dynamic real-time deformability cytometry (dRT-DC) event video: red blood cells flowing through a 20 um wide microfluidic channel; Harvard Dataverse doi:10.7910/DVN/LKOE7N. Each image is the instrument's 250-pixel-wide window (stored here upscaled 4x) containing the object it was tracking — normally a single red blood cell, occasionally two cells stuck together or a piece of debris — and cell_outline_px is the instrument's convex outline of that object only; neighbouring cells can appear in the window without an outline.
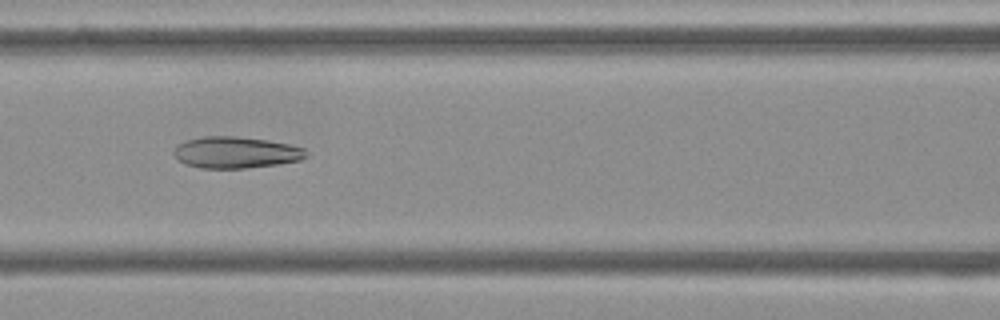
{"species": "Egyptian fruit bat (a non-hibernating species)", "species_latin": "Rousettus aegyptiacus", "temperature_condition": "cold", "stored_images_in_passage": 52, "camera_frame_rate_fps": 3000, "um_per_image_px": 0.085, "frame": {"image": 1, "passage_image": 21, "time_ms": 6.667, "image_size_px": [1000, 320], "cell_outline_px": [[308, 156], [300, 160], [276, 164], [244, 168], [200, 168], [184, 164], [176, 160], [172, 152], [176, 144], [188, 140], [204, 136], [236, 136], [268, 140], [288, 144], [304, 148], [308, 152]], "centroid_in_image_um": [20.0, 12.95], "position_along_channel_um": 146.6, "area_um2": 24.45}}
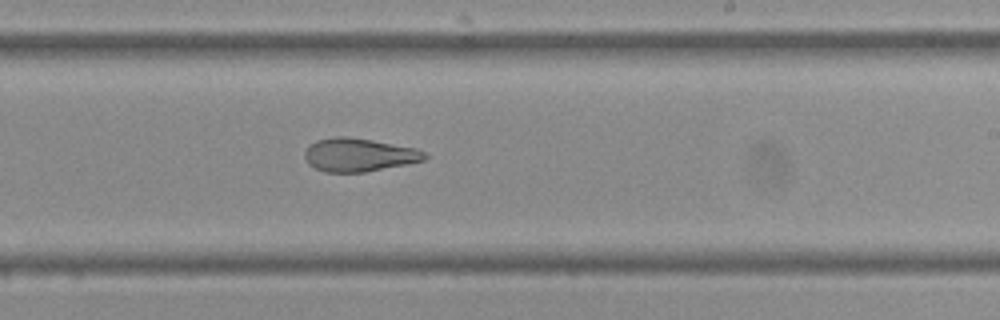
{"frame": {"image": 2, "passage_image": 30, "time_ms": 9.667, "image_size_px": [1000, 320], "cell_outline_px": [[428, 156], [424, 160], [408, 164], [364, 172], [324, 172], [308, 164], [304, 160], [304, 152], [316, 140], [336, 136], [348, 136], [372, 140], [416, 148], [424, 152]], "centroid_in_image_um": [30.49, 13.16], "position_along_channel_um": 258.5, "area_um2": 23.29}}
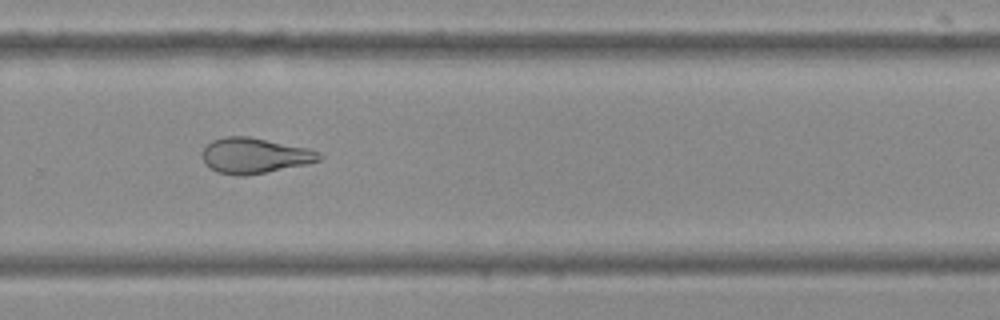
{"frame": {"image": 3, "passage_image": 34, "time_ms": 11.0, "image_size_px": [1000, 320], "cell_outline_px": [[324, 156], [320, 160], [308, 164], [244, 176], [240, 176], [216, 172], [208, 168], [204, 164], [204, 148], [212, 140], [224, 136], [248, 136], [308, 148], [320, 152]], "centroid_in_image_um": [21.65, 13.23], "position_along_channel_um": 308.1, "area_um2": 24.22}, "authors_computed_cell_mechanics": {"area_um2": 26.8481, "velocity_mm_per_s": 3.7423, "shape_relaxation_time_tau1_ms": null, "shape_relaxation_time_tau2_ms": 2.02, "deformation_change_tau1": null, "deformation_change_tau2": 0.0882}}